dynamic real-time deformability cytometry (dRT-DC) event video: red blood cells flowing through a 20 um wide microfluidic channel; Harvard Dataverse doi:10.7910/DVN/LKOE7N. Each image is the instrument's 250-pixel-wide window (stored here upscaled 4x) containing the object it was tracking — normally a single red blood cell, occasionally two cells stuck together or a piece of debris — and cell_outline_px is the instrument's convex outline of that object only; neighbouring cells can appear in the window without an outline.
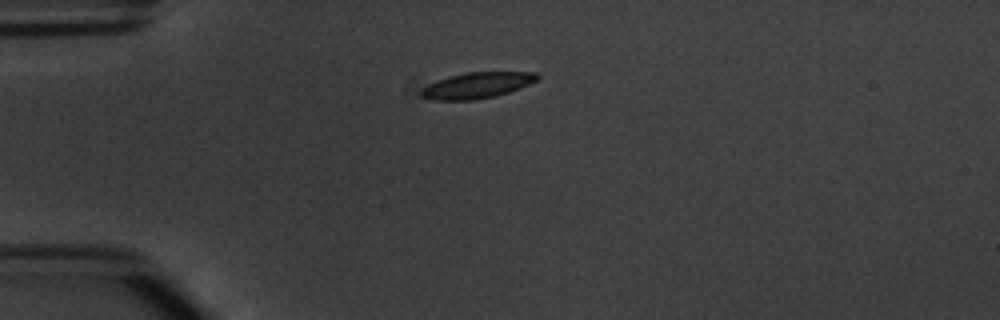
{"species": "common noctule bat (a hibernating species)", "species_latin": "Nyctalus noctula", "temperature_condition": "warm", "stored_images_in_passage": 5, "camera_frame_rate_fps": 3000, "um_per_image_px": 0.085, "animal": {"sex": "male", "body_mass_g": 20.1, "forearm_length_mm": 53.5}, "frame": {"image": 1, "passage_image": 1, "time_ms": 0.0, "image_size_px": [1000, 320], "cell_outline_px": [[540, 76], [536, 80], [520, 88], [496, 96], [472, 100], [432, 100], [420, 96], [420, 88], [436, 80], [448, 76], [468, 72], [536, 72]], "centroid_in_image_um": [40.49, 7.25], "position_along_channel_um": 44.5, "area_um2": 17.63}}
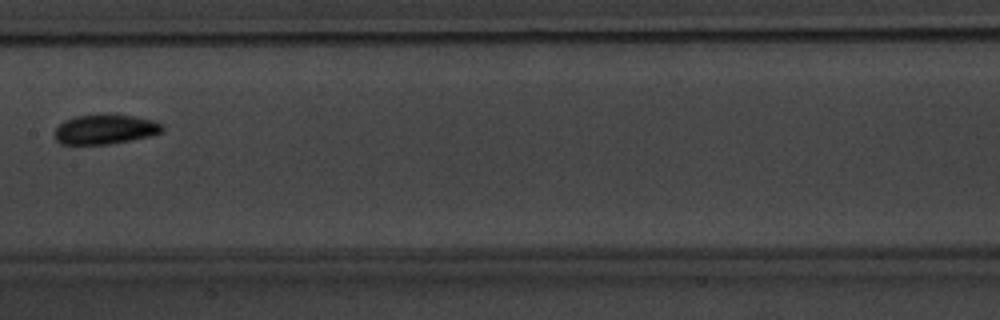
{"frame": {"image": 2, "passage_image": 5, "time_ms": 4.667, "image_size_px": [1000, 320], "cell_outline_px": [[164, 132], [148, 136], [108, 144], [60, 144], [52, 136], [56, 128], [64, 120], [76, 116], [108, 112], [136, 116], [152, 120], [164, 124]], "centroid_in_image_um": [8.93, 10.95], "position_along_channel_um": 198.5, "area_um2": 19.13}}